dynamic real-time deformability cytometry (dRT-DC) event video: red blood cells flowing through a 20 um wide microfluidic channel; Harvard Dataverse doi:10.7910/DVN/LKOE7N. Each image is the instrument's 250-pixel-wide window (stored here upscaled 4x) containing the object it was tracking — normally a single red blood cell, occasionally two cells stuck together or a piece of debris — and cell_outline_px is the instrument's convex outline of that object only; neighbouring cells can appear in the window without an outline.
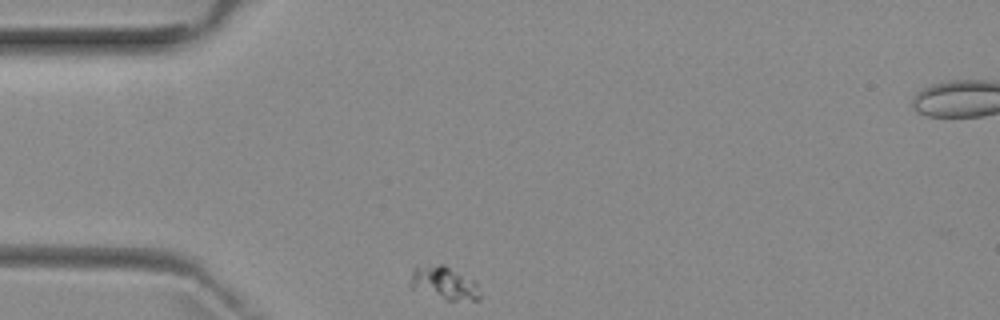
{"species": "common noctule bat (a hibernating species)", "species_latin": "Nyctalus noctula", "temperature_condition": "room temperature", "stored_images_in_passage": 2, "camera_frame_rate_fps": 3000, "um_per_image_px": 0.085, "animal": {"sex": "female", "body_mass_g": 29.2, "forearm_length_mm": 56.3}, "frame": {"image": 1, "passage_image": 1, "time_ms": 0.0, "image_size_px": [1000, 320], "cell_outline_px": [[480, 300], [444, 300], [412, 288], [408, 284], [412, 268], [416, 264], [444, 264], [472, 280], [476, 284], [480, 292]], "centroid_in_image_um": [37.66, 24.03], "position_along_channel_um": 47.3, "area_um2": 13.7}}